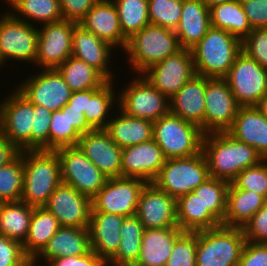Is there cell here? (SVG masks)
Instances as JSON below:
<instances>
[{
    "label": "cell",
    "mask_w": 267,
    "mask_h": 266,
    "mask_svg": "<svg viewBox=\"0 0 267 266\" xmlns=\"http://www.w3.org/2000/svg\"><path fill=\"white\" fill-rule=\"evenodd\" d=\"M202 152L210 177L229 183L244 169L264 160L254 148L237 141L227 132L204 134Z\"/></svg>",
    "instance_id": "6da1fadb"
},
{
    "label": "cell",
    "mask_w": 267,
    "mask_h": 266,
    "mask_svg": "<svg viewBox=\"0 0 267 266\" xmlns=\"http://www.w3.org/2000/svg\"><path fill=\"white\" fill-rule=\"evenodd\" d=\"M23 174L21 201L32 207H44L62 183L58 153L53 150L23 151Z\"/></svg>",
    "instance_id": "7a4b0ae2"
},
{
    "label": "cell",
    "mask_w": 267,
    "mask_h": 266,
    "mask_svg": "<svg viewBox=\"0 0 267 266\" xmlns=\"http://www.w3.org/2000/svg\"><path fill=\"white\" fill-rule=\"evenodd\" d=\"M181 49L174 30L149 24L127 39L123 57L130 65V74H142L153 64Z\"/></svg>",
    "instance_id": "3957f363"
},
{
    "label": "cell",
    "mask_w": 267,
    "mask_h": 266,
    "mask_svg": "<svg viewBox=\"0 0 267 266\" xmlns=\"http://www.w3.org/2000/svg\"><path fill=\"white\" fill-rule=\"evenodd\" d=\"M190 50L197 75L224 78L242 51V41L223 29L211 27Z\"/></svg>",
    "instance_id": "277c9868"
},
{
    "label": "cell",
    "mask_w": 267,
    "mask_h": 266,
    "mask_svg": "<svg viewBox=\"0 0 267 266\" xmlns=\"http://www.w3.org/2000/svg\"><path fill=\"white\" fill-rule=\"evenodd\" d=\"M245 242L239 227L220 225L197 231L196 266H238Z\"/></svg>",
    "instance_id": "5b68a950"
},
{
    "label": "cell",
    "mask_w": 267,
    "mask_h": 266,
    "mask_svg": "<svg viewBox=\"0 0 267 266\" xmlns=\"http://www.w3.org/2000/svg\"><path fill=\"white\" fill-rule=\"evenodd\" d=\"M203 138L204 132L199 126L171 112L153 122V140L167 159L201 153Z\"/></svg>",
    "instance_id": "8992f818"
},
{
    "label": "cell",
    "mask_w": 267,
    "mask_h": 266,
    "mask_svg": "<svg viewBox=\"0 0 267 266\" xmlns=\"http://www.w3.org/2000/svg\"><path fill=\"white\" fill-rule=\"evenodd\" d=\"M209 175L203 152L180 158H169L162 166L153 183L168 195L178 199L193 192Z\"/></svg>",
    "instance_id": "52a82bcc"
},
{
    "label": "cell",
    "mask_w": 267,
    "mask_h": 266,
    "mask_svg": "<svg viewBox=\"0 0 267 266\" xmlns=\"http://www.w3.org/2000/svg\"><path fill=\"white\" fill-rule=\"evenodd\" d=\"M118 90V107L127 115L157 121L170 112L169 99L157 90L142 74H132Z\"/></svg>",
    "instance_id": "ba28073f"
},
{
    "label": "cell",
    "mask_w": 267,
    "mask_h": 266,
    "mask_svg": "<svg viewBox=\"0 0 267 266\" xmlns=\"http://www.w3.org/2000/svg\"><path fill=\"white\" fill-rule=\"evenodd\" d=\"M0 60L4 67L10 61L35 64L38 26L15 18L10 12H0ZM6 65V66H5Z\"/></svg>",
    "instance_id": "9c48e42d"
},
{
    "label": "cell",
    "mask_w": 267,
    "mask_h": 266,
    "mask_svg": "<svg viewBox=\"0 0 267 266\" xmlns=\"http://www.w3.org/2000/svg\"><path fill=\"white\" fill-rule=\"evenodd\" d=\"M224 78L240 106H256L267 93V70L244 51Z\"/></svg>",
    "instance_id": "30bf717a"
},
{
    "label": "cell",
    "mask_w": 267,
    "mask_h": 266,
    "mask_svg": "<svg viewBox=\"0 0 267 266\" xmlns=\"http://www.w3.org/2000/svg\"><path fill=\"white\" fill-rule=\"evenodd\" d=\"M33 104L17 89L0 99V133L19 151L31 150Z\"/></svg>",
    "instance_id": "8fae6325"
},
{
    "label": "cell",
    "mask_w": 267,
    "mask_h": 266,
    "mask_svg": "<svg viewBox=\"0 0 267 266\" xmlns=\"http://www.w3.org/2000/svg\"><path fill=\"white\" fill-rule=\"evenodd\" d=\"M27 76L14 87L30 103L46 107L52 112L68 103L72 91L57 69H40L36 74L34 72Z\"/></svg>",
    "instance_id": "7c38bea8"
},
{
    "label": "cell",
    "mask_w": 267,
    "mask_h": 266,
    "mask_svg": "<svg viewBox=\"0 0 267 266\" xmlns=\"http://www.w3.org/2000/svg\"><path fill=\"white\" fill-rule=\"evenodd\" d=\"M55 151L60 159L62 183L74 187L92 199L105 185L108 178L78 146L62 147Z\"/></svg>",
    "instance_id": "4fadbf2b"
},
{
    "label": "cell",
    "mask_w": 267,
    "mask_h": 266,
    "mask_svg": "<svg viewBox=\"0 0 267 266\" xmlns=\"http://www.w3.org/2000/svg\"><path fill=\"white\" fill-rule=\"evenodd\" d=\"M69 20L43 24L38 27L35 69H57L72 54L74 27ZM40 67V68H39Z\"/></svg>",
    "instance_id": "5bb4252c"
},
{
    "label": "cell",
    "mask_w": 267,
    "mask_h": 266,
    "mask_svg": "<svg viewBox=\"0 0 267 266\" xmlns=\"http://www.w3.org/2000/svg\"><path fill=\"white\" fill-rule=\"evenodd\" d=\"M147 182L136 177L107 179L105 185L92 198V210L118 214L124 217L136 215L141 190Z\"/></svg>",
    "instance_id": "9a60e30c"
},
{
    "label": "cell",
    "mask_w": 267,
    "mask_h": 266,
    "mask_svg": "<svg viewBox=\"0 0 267 266\" xmlns=\"http://www.w3.org/2000/svg\"><path fill=\"white\" fill-rule=\"evenodd\" d=\"M204 134L227 132L240 105L225 78L206 77Z\"/></svg>",
    "instance_id": "2e32d148"
},
{
    "label": "cell",
    "mask_w": 267,
    "mask_h": 266,
    "mask_svg": "<svg viewBox=\"0 0 267 266\" xmlns=\"http://www.w3.org/2000/svg\"><path fill=\"white\" fill-rule=\"evenodd\" d=\"M195 74L192 52L184 48L153 64L142 73L168 99H171Z\"/></svg>",
    "instance_id": "e0dca14e"
},
{
    "label": "cell",
    "mask_w": 267,
    "mask_h": 266,
    "mask_svg": "<svg viewBox=\"0 0 267 266\" xmlns=\"http://www.w3.org/2000/svg\"><path fill=\"white\" fill-rule=\"evenodd\" d=\"M136 216L144 229L179 228L177 224V199L147 182L141 190Z\"/></svg>",
    "instance_id": "ac0fdd59"
},
{
    "label": "cell",
    "mask_w": 267,
    "mask_h": 266,
    "mask_svg": "<svg viewBox=\"0 0 267 266\" xmlns=\"http://www.w3.org/2000/svg\"><path fill=\"white\" fill-rule=\"evenodd\" d=\"M44 207L58 219L61 227L89 226L92 199L72 186L61 183L49 196Z\"/></svg>",
    "instance_id": "d6986e66"
},
{
    "label": "cell",
    "mask_w": 267,
    "mask_h": 266,
    "mask_svg": "<svg viewBox=\"0 0 267 266\" xmlns=\"http://www.w3.org/2000/svg\"><path fill=\"white\" fill-rule=\"evenodd\" d=\"M77 146L108 179L122 176V148L105 129L81 135Z\"/></svg>",
    "instance_id": "ffe728a7"
},
{
    "label": "cell",
    "mask_w": 267,
    "mask_h": 266,
    "mask_svg": "<svg viewBox=\"0 0 267 266\" xmlns=\"http://www.w3.org/2000/svg\"><path fill=\"white\" fill-rule=\"evenodd\" d=\"M113 50L115 51L116 49L100 40L93 33L85 30L81 25L77 24L74 27L71 56L93 66L108 81L116 82L114 66H112L114 64H111L112 62L114 63V60H111L113 59L112 55L116 54Z\"/></svg>",
    "instance_id": "44dd1931"
},
{
    "label": "cell",
    "mask_w": 267,
    "mask_h": 266,
    "mask_svg": "<svg viewBox=\"0 0 267 266\" xmlns=\"http://www.w3.org/2000/svg\"><path fill=\"white\" fill-rule=\"evenodd\" d=\"M167 158L151 139L122 149V177H136L153 182Z\"/></svg>",
    "instance_id": "7402d4cb"
},
{
    "label": "cell",
    "mask_w": 267,
    "mask_h": 266,
    "mask_svg": "<svg viewBox=\"0 0 267 266\" xmlns=\"http://www.w3.org/2000/svg\"><path fill=\"white\" fill-rule=\"evenodd\" d=\"M85 30L123 52L127 39L123 36L117 9L112 0H99L79 22ZM121 48V49H120Z\"/></svg>",
    "instance_id": "603a6c76"
},
{
    "label": "cell",
    "mask_w": 267,
    "mask_h": 266,
    "mask_svg": "<svg viewBox=\"0 0 267 266\" xmlns=\"http://www.w3.org/2000/svg\"><path fill=\"white\" fill-rule=\"evenodd\" d=\"M124 216L91 211L89 235L91 250L107 262L118 250Z\"/></svg>",
    "instance_id": "cb8c5ba5"
},
{
    "label": "cell",
    "mask_w": 267,
    "mask_h": 266,
    "mask_svg": "<svg viewBox=\"0 0 267 266\" xmlns=\"http://www.w3.org/2000/svg\"><path fill=\"white\" fill-rule=\"evenodd\" d=\"M227 133L267 159V117L256 106H240Z\"/></svg>",
    "instance_id": "d4e9b609"
},
{
    "label": "cell",
    "mask_w": 267,
    "mask_h": 266,
    "mask_svg": "<svg viewBox=\"0 0 267 266\" xmlns=\"http://www.w3.org/2000/svg\"><path fill=\"white\" fill-rule=\"evenodd\" d=\"M206 77L195 74L171 99L170 112L204 132Z\"/></svg>",
    "instance_id": "484cf974"
},
{
    "label": "cell",
    "mask_w": 267,
    "mask_h": 266,
    "mask_svg": "<svg viewBox=\"0 0 267 266\" xmlns=\"http://www.w3.org/2000/svg\"><path fill=\"white\" fill-rule=\"evenodd\" d=\"M91 251L88 227H61L35 259L48 263L54 258L83 256Z\"/></svg>",
    "instance_id": "4316f807"
},
{
    "label": "cell",
    "mask_w": 267,
    "mask_h": 266,
    "mask_svg": "<svg viewBox=\"0 0 267 266\" xmlns=\"http://www.w3.org/2000/svg\"><path fill=\"white\" fill-rule=\"evenodd\" d=\"M211 28L210 10L202 0H183L180 22L175 29L181 48H193Z\"/></svg>",
    "instance_id": "83f0119b"
},
{
    "label": "cell",
    "mask_w": 267,
    "mask_h": 266,
    "mask_svg": "<svg viewBox=\"0 0 267 266\" xmlns=\"http://www.w3.org/2000/svg\"><path fill=\"white\" fill-rule=\"evenodd\" d=\"M180 228L144 229L140 255L133 266H166Z\"/></svg>",
    "instance_id": "f1b7e54d"
},
{
    "label": "cell",
    "mask_w": 267,
    "mask_h": 266,
    "mask_svg": "<svg viewBox=\"0 0 267 266\" xmlns=\"http://www.w3.org/2000/svg\"><path fill=\"white\" fill-rule=\"evenodd\" d=\"M105 130L122 149L153 139L152 121L127 115L119 107Z\"/></svg>",
    "instance_id": "f546056e"
},
{
    "label": "cell",
    "mask_w": 267,
    "mask_h": 266,
    "mask_svg": "<svg viewBox=\"0 0 267 266\" xmlns=\"http://www.w3.org/2000/svg\"><path fill=\"white\" fill-rule=\"evenodd\" d=\"M266 203L267 200L262 195L254 191L237 189L230 183L222 225L243 228Z\"/></svg>",
    "instance_id": "4dcf8cb0"
},
{
    "label": "cell",
    "mask_w": 267,
    "mask_h": 266,
    "mask_svg": "<svg viewBox=\"0 0 267 266\" xmlns=\"http://www.w3.org/2000/svg\"><path fill=\"white\" fill-rule=\"evenodd\" d=\"M116 85L117 82L107 81L100 88L87 90V111H84V116L93 129H105L115 113L113 110L118 108Z\"/></svg>",
    "instance_id": "1f68e13d"
},
{
    "label": "cell",
    "mask_w": 267,
    "mask_h": 266,
    "mask_svg": "<svg viewBox=\"0 0 267 266\" xmlns=\"http://www.w3.org/2000/svg\"><path fill=\"white\" fill-rule=\"evenodd\" d=\"M15 18L34 26L63 20L60 0H3ZM37 24H36V23Z\"/></svg>",
    "instance_id": "d6a6232c"
},
{
    "label": "cell",
    "mask_w": 267,
    "mask_h": 266,
    "mask_svg": "<svg viewBox=\"0 0 267 266\" xmlns=\"http://www.w3.org/2000/svg\"><path fill=\"white\" fill-rule=\"evenodd\" d=\"M177 224L184 232L207 230L222 225L207 208H204L194 192L177 199Z\"/></svg>",
    "instance_id": "836d02e7"
},
{
    "label": "cell",
    "mask_w": 267,
    "mask_h": 266,
    "mask_svg": "<svg viewBox=\"0 0 267 266\" xmlns=\"http://www.w3.org/2000/svg\"><path fill=\"white\" fill-rule=\"evenodd\" d=\"M61 228L58 219L45 207H34L29 231L23 242V250L29 258H35Z\"/></svg>",
    "instance_id": "e575fe53"
},
{
    "label": "cell",
    "mask_w": 267,
    "mask_h": 266,
    "mask_svg": "<svg viewBox=\"0 0 267 266\" xmlns=\"http://www.w3.org/2000/svg\"><path fill=\"white\" fill-rule=\"evenodd\" d=\"M144 226L136 215L122 222L121 241L117 252L106 262L107 266H133L140 255Z\"/></svg>",
    "instance_id": "d590c367"
},
{
    "label": "cell",
    "mask_w": 267,
    "mask_h": 266,
    "mask_svg": "<svg viewBox=\"0 0 267 266\" xmlns=\"http://www.w3.org/2000/svg\"><path fill=\"white\" fill-rule=\"evenodd\" d=\"M211 27L223 29L243 41L252 31L240 0L209 8Z\"/></svg>",
    "instance_id": "8d00e7d4"
},
{
    "label": "cell",
    "mask_w": 267,
    "mask_h": 266,
    "mask_svg": "<svg viewBox=\"0 0 267 266\" xmlns=\"http://www.w3.org/2000/svg\"><path fill=\"white\" fill-rule=\"evenodd\" d=\"M33 208L23 201L0 203V234L23 244Z\"/></svg>",
    "instance_id": "74e56055"
},
{
    "label": "cell",
    "mask_w": 267,
    "mask_h": 266,
    "mask_svg": "<svg viewBox=\"0 0 267 266\" xmlns=\"http://www.w3.org/2000/svg\"><path fill=\"white\" fill-rule=\"evenodd\" d=\"M57 70L72 92L100 88L108 80L93 66L70 56Z\"/></svg>",
    "instance_id": "f35d334b"
},
{
    "label": "cell",
    "mask_w": 267,
    "mask_h": 266,
    "mask_svg": "<svg viewBox=\"0 0 267 266\" xmlns=\"http://www.w3.org/2000/svg\"><path fill=\"white\" fill-rule=\"evenodd\" d=\"M117 9L123 36L129 39L150 24L148 0H112Z\"/></svg>",
    "instance_id": "ab89813d"
},
{
    "label": "cell",
    "mask_w": 267,
    "mask_h": 266,
    "mask_svg": "<svg viewBox=\"0 0 267 266\" xmlns=\"http://www.w3.org/2000/svg\"><path fill=\"white\" fill-rule=\"evenodd\" d=\"M230 183L210 177L193 192L199 197L204 208L222 224L226 213L227 191Z\"/></svg>",
    "instance_id": "60d3db41"
},
{
    "label": "cell",
    "mask_w": 267,
    "mask_h": 266,
    "mask_svg": "<svg viewBox=\"0 0 267 266\" xmlns=\"http://www.w3.org/2000/svg\"><path fill=\"white\" fill-rule=\"evenodd\" d=\"M24 184L23 151L0 167V203L21 201Z\"/></svg>",
    "instance_id": "b9f144b4"
},
{
    "label": "cell",
    "mask_w": 267,
    "mask_h": 266,
    "mask_svg": "<svg viewBox=\"0 0 267 266\" xmlns=\"http://www.w3.org/2000/svg\"><path fill=\"white\" fill-rule=\"evenodd\" d=\"M81 135L69 124L68 103L52 112L49 132V150L77 146Z\"/></svg>",
    "instance_id": "7bdbcfd3"
},
{
    "label": "cell",
    "mask_w": 267,
    "mask_h": 266,
    "mask_svg": "<svg viewBox=\"0 0 267 266\" xmlns=\"http://www.w3.org/2000/svg\"><path fill=\"white\" fill-rule=\"evenodd\" d=\"M182 8L183 0H148L150 24L175 31Z\"/></svg>",
    "instance_id": "ee69618b"
},
{
    "label": "cell",
    "mask_w": 267,
    "mask_h": 266,
    "mask_svg": "<svg viewBox=\"0 0 267 266\" xmlns=\"http://www.w3.org/2000/svg\"><path fill=\"white\" fill-rule=\"evenodd\" d=\"M231 184L237 189L254 191L267 200V159L241 171Z\"/></svg>",
    "instance_id": "f6af8a7d"
},
{
    "label": "cell",
    "mask_w": 267,
    "mask_h": 266,
    "mask_svg": "<svg viewBox=\"0 0 267 266\" xmlns=\"http://www.w3.org/2000/svg\"><path fill=\"white\" fill-rule=\"evenodd\" d=\"M197 231L184 232L174 243L166 266H196Z\"/></svg>",
    "instance_id": "bcb514c9"
},
{
    "label": "cell",
    "mask_w": 267,
    "mask_h": 266,
    "mask_svg": "<svg viewBox=\"0 0 267 266\" xmlns=\"http://www.w3.org/2000/svg\"><path fill=\"white\" fill-rule=\"evenodd\" d=\"M52 111L33 104V125L31 126V150H49V132Z\"/></svg>",
    "instance_id": "7dc6e473"
},
{
    "label": "cell",
    "mask_w": 267,
    "mask_h": 266,
    "mask_svg": "<svg viewBox=\"0 0 267 266\" xmlns=\"http://www.w3.org/2000/svg\"><path fill=\"white\" fill-rule=\"evenodd\" d=\"M242 51L267 70V28L252 29L242 41Z\"/></svg>",
    "instance_id": "c3c4849f"
},
{
    "label": "cell",
    "mask_w": 267,
    "mask_h": 266,
    "mask_svg": "<svg viewBox=\"0 0 267 266\" xmlns=\"http://www.w3.org/2000/svg\"><path fill=\"white\" fill-rule=\"evenodd\" d=\"M28 259L21 243L0 234V266H27Z\"/></svg>",
    "instance_id": "681fc988"
},
{
    "label": "cell",
    "mask_w": 267,
    "mask_h": 266,
    "mask_svg": "<svg viewBox=\"0 0 267 266\" xmlns=\"http://www.w3.org/2000/svg\"><path fill=\"white\" fill-rule=\"evenodd\" d=\"M246 241L267 243V203L242 228Z\"/></svg>",
    "instance_id": "f907efd6"
},
{
    "label": "cell",
    "mask_w": 267,
    "mask_h": 266,
    "mask_svg": "<svg viewBox=\"0 0 267 266\" xmlns=\"http://www.w3.org/2000/svg\"><path fill=\"white\" fill-rule=\"evenodd\" d=\"M238 266H267V243L246 241Z\"/></svg>",
    "instance_id": "816d5d0a"
},
{
    "label": "cell",
    "mask_w": 267,
    "mask_h": 266,
    "mask_svg": "<svg viewBox=\"0 0 267 266\" xmlns=\"http://www.w3.org/2000/svg\"><path fill=\"white\" fill-rule=\"evenodd\" d=\"M252 29L267 28V0H240Z\"/></svg>",
    "instance_id": "f5cc1de1"
},
{
    "label": "cell",
    "mask_w": 267,
    "mask_h": 266,
    "mask_svg": "<svg viewBox=\"0 0 267 266\" xmlns=\"http://www.w3.org/2000/svg\"><path fill=\"white\" fill-rule=\"evenodd\" d=\"M99 0H60L64 20L79 22Z\"/></svg>",
    "instance_id": "db71d44e"
},
{
    "label": "cell",
    "mask_w": 267,
    "mask_h": 266,
    "mask_svg": "<svg viewBox=\"0 0 267 266\" xmlns=\"http://www.w3.org/2000/svg\"><path fill=\"white\" fill-rule=\"evenodd\" d=\"M48 264L50 266H107L106 262L93 251L83 256L54 258Z\"/></svg>",
    "instance_id": "11a10c76"
},
{
    "label": "cell",
    "mask_w": 267,
    "mask_h": 266,
    "mask_svg": "<svg viewBox=\"0 0 267 266\" xmlns=\"http://www.w3.org/2000/svg\"><path fill=\"white\" fill-rule=\"evenodd\" d=\"M68 119H69V124H71L80 135H83L93 130V128L86 121L84 112H81V110L77 108H72V105H70L69 103H68Z\"/></svg>",
    "instance_id": "9f6ffc18"
},
{
    "label": "cell",
    "mask_w": 267,
    "mask_h": 266,
    "mask_svg": "<svg viewBox=\"0 0 267 266\" xmlns=\"http://www.w3.org/2000/svg\"><path fill=\"white\" fill-rule=\"evenodd\" d=\"M20 151L0 133V167L12 161Z\"/></svg>",
    "instance_id": "6f0895ef"
},
{
    "label": "cell",
    "mask_w": 267,
    "mask_h": 266,
    "mask_svg": "<svg viewBox=\"0 0 267 266\" xmlns=\"http://www.w3.org/2000/svg\"><path fill=\"white\" fill-rule=\"evenodd\" d=\"M68 103L81 112L87 111V90L72 92Z\"/></svg>",
    "instance_id": "680465c9"
},
{
    "label": "cell",
    "mask_w": 267,
    "mask_h": 266,
    "mask_svg": "<svg viewBox=\"0 0 267 266\" xmlns=\"http://www.w3.org/2000/svg\"><path fill=\"white\" fill-rule=\"evenodd\" d=\"M256 107L265 117H267V93L260 99Z\"/></svg>",
    "instance_id": "91938a15"
},
{
    "label": "cell",
    "mask_w": 267,
    "mask_h": 266,
    "mask_svg": "<svg viewBox=\"0 0 267 266\" xmlns=\"http://www.w3.org/2000/svg\"><path fill=\"white\" fill-rule=\"evenodd\" d=\"M208 8L221 3L231 2V1H238V0H202Z\"/></svg>",
    "instance_id": "94428289"
},
{
    "label": "cell",
    "mask_w": 267,
    "mask_h": 266,
    "mask_svg": "<svg viewBox=\"0 0 267 266\" xmlns=\"http://www.w3.org/2000/svg\"><path fill=\"white\" fill-rule=\"evenodd\" d=\"M27 266H50V265L48 263H42L35 258H29L27 262Z\"/></svg>",
    "instance_id": "6125c7cd"
},
{
    "label": "cell",
    "mask_w": 267,
    "mask_h": 266,
    "mask_svg": "<svg viewBox=\"0 0 267 266\" xmlns=\"http://www.w3.org/2000/svg\"><path fill=\"white\" fill-rule=\"evenodd\" d=\"M0 70L2 69V67H4V65H3V63L1 62V60H0Z\"/></svg>",
    "instance_id": "be15d7a7"
}]
</instances>
